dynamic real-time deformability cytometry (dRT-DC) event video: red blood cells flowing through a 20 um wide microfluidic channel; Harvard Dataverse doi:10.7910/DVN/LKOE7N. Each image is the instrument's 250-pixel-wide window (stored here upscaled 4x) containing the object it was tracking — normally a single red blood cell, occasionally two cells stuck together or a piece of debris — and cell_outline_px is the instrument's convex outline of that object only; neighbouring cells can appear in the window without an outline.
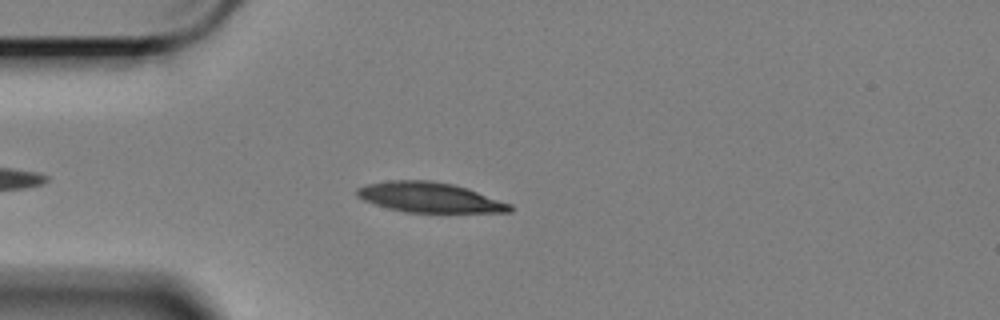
{"species": "Egyptian fruit bat (a non-hibernating species)", "species_latin": "Rousettus aegyptiacus", "temperature_condition": "cold", "stored_images_in_passage": 47, "camera_frame_rate_fps": 3000, "um_per_image_px": 0.085, "animal": {"sex": "female"}, "frame": {"image": 1, "passage_image": 7, "time_ms": 2.0, "image_size_px": [1000, 320], "cell_outline_px": [[512, 212], [404, 212], [388, 208], [364, 200], [356, 196], [356, 188], [368, 184], [388, 180], [432, 180], [452, 184], [468, 188], [512, 204]], "centroid_in_image_um": [36.52, 16.77], "position_along_channel_um": 48.5, "area_um2": 26.76}}
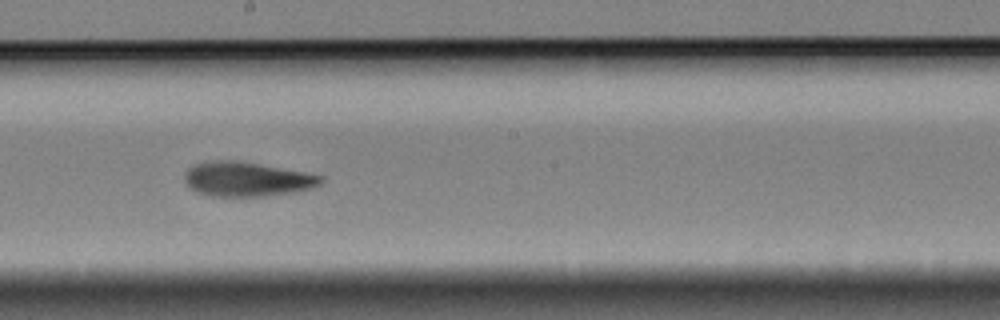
{"frame": {"image": 2, "passage_image": 24, "time_ms": 7.667, "image_size_px": [1000, 320], "cell_outline_px": [[324, 180], [320, 184], [312, 188], [296, 192], [264, 196], [212, 196], [196, 192], [184, 184], [184, 176], [188, 168], [196, 164], [216, 160], [228, 160], [256, 164], [304, 172], [324, 176]], "centroid_in_image_um": [20.97, 15.25], "position_along_channel_um": 227.2, "area_um2": 27.17}}
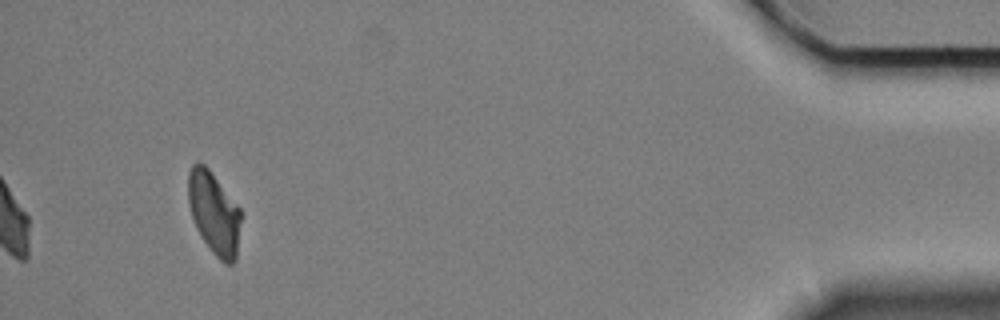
{"frame": {"image": 3, "passage_image": 47, "time_ms": 15.333, "image_size_px": [1000, 320], "cell_outline_px": [[240, 220], [236, 260], [232, 264], [224, 264], [212, 252], [196, 228], [188, 204], [188, 172], [192, 164], [196, 160], [204, 164], [208, 168], [240, 208]], "centroid_in_image_um": [18.17, 18.09], "position_along_channel_um": 417.0, "area_um2": 25.2}, "authors_computed_cell_mechanics": {"area_um2": 26.877, "velocity_mm_per_s": 3.3675, "shape_relaxation_time_tau1_ms": 4.1193, "shape_relaxation_time_tau2_ms": 3.0661, "deformation_change_tau1": 0.137, "deformation_change_tau2": 0.0867}}